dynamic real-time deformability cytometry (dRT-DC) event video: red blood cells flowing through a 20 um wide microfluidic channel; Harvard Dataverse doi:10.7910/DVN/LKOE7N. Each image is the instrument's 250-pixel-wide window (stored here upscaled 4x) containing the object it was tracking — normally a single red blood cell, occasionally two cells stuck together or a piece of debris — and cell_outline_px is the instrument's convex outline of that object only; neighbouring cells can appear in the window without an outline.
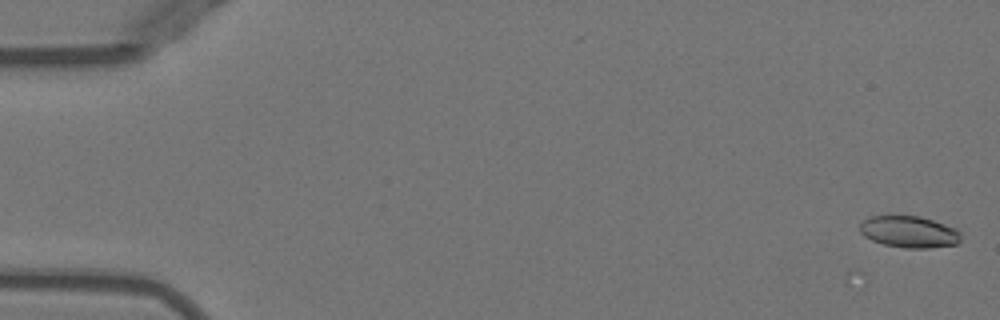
{"species": "Egyptian fruit bat (a non-hibernating species)", "species_latin": "Rousettus aegyptiacus", "temperature_condition": "warm", "stored_images_in_passage": 5, "camera_frame_rate_fps": 3000, "um_per_image_px": 0.085, "animal": {"sex": "female"}, "frame": {"image": 1, "passage_image": 5, "time_ms": 1.333, "image_size_px": [1000, 320], "cell_outline_px": [[960, 240], [956, 244], [928, 248], [904, 248], [884, 244], [872, 240], [864, 236], [860, 232], [860, 224], [868, 216], [920, 216], [956, 228], [960, 232]], "centroid_in_image_um": [77.27, 19.7], "position_along_channel_um": 7.7, "area_um2": 18.55}}